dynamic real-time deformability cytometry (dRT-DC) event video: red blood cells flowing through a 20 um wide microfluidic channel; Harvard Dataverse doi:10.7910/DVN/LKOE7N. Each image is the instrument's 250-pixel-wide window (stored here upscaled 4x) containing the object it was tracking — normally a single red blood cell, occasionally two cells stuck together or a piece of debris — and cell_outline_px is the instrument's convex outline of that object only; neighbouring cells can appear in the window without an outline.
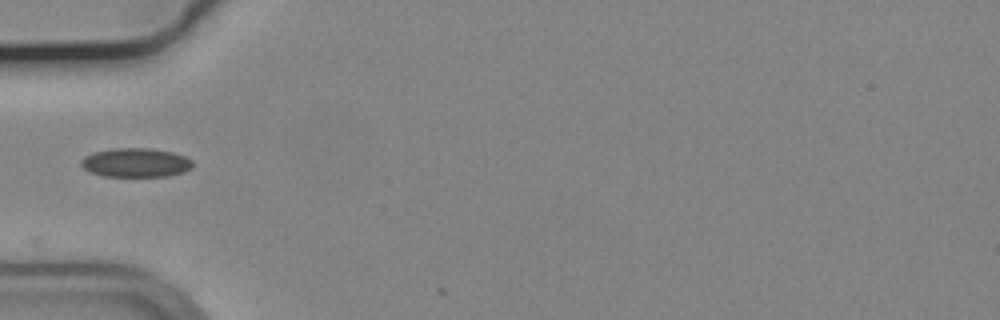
{"species": "common noctule bat (a hibernating species)", "species_latin": "Nyctalus noctula", "temperature_condition": "cold", "stored_images_in_passage": 3, "camera_frame_rate_fps": 3000, "um_per_image_px": 0.085, "animal": {"sex": "male", "body_mass_g": 19.2, "forearm_length_mm": 51.8}, "frame": {"image": 1, "passage_image": 1, "time_ms": 0.0, "image_size_px": [1000, 320], "cell_outline_px": [[192, 168], [184, 172], [168, 176], [104, 176], [88, 172], [80, 164], [80, 160], [84, 156], [96, 152], [112, 148], [152, 148], [172, 152], [184, 156], [192, 160]], "centroid_in_image_um": [11.53, 13.82], "position_along_channel_um": 73.5, "area_um2": 18.96}}